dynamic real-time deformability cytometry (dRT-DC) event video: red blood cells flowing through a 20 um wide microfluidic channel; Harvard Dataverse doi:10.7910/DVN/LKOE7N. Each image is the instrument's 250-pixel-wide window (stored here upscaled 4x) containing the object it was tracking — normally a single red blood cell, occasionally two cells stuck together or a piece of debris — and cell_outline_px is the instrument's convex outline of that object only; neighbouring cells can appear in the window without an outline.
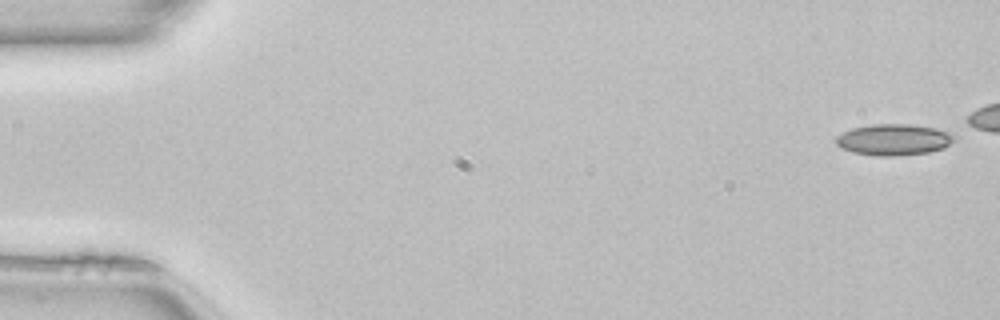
{"species": "common noctule bat (a hibernating species)", "species_latin": "Nyctalus noctula", "temperature_condition": "room temperature", "stored_images_in_passage": 44, "camera_frame_rate_fps": 3000, "um_per_image_px": 0.085, "animal": {"sex": "female", "body_mass_g": 22.7, "forearm_length_mm": 54.2}, "frame": {"image": 1, "passage_image": 1, "time_ms": 0.0, "image_size_px": [1000, 320], "cell_outline_px": [[956, 140], [944, 148], [928, 152], [900, 156], [876, 156], [852, 152], [840, 148], [836, 144], [836, 136], [852, 128], [872, 124], [912, 124], [936, 128], [952, 132], [956, 136]], "centroid_in_image_um": [76.0, 11.87], "position_along_channel_um": 9.0, "area_um2": 21.91}, "authors_computed_cell_mechanics": {"area_um2": 20.9236, "velocity_mm_per_s": 4.1119, "shape_relaxation_time_tau1_ms": null, "shape_relaxation_time_tau2_ms": 8.2004, "deformation_change_tau1": null, "deformation_change_tau2": 0.1656}}